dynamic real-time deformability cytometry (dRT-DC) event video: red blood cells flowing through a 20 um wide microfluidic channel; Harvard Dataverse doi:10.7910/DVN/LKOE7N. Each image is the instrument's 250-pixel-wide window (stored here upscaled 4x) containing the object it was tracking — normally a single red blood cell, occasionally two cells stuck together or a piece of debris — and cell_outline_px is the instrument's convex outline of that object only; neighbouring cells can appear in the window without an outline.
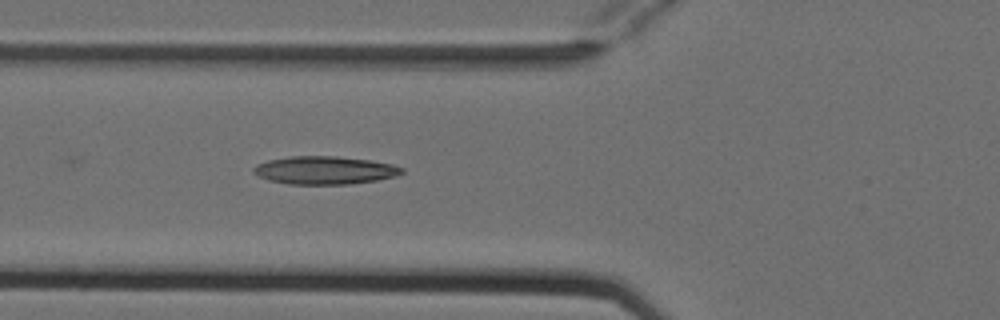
{"species": "Egyptian fruit bat (a non-hibernating species)", "species_latin": "Rousettus aegyptiacus", "temperature_condition": "cold", "stored_images_in_passage": 5, "camera_frame_rate_fps": 3000, "um_per_image_px": 0.085, "animal": {"sex": "female"}, "frame": {"image": 1, "passage_image": 5, "time_ms": 1.333, "image_size_px": [1000, 320], "cell_outline_px": [[404, 172], [396, 176], [376, 180], [348, 184], [288, 184], [268, 180], [252, 172], [252, 168], [256, 164], [268, 160], [288, 156], [336, 156], [368, 160], [392, 164], [404, 168]], "centroid_in_image_um": [27.57, 14.47], "position_along_channel_um": 98.2, "area_um2": 24.22}}